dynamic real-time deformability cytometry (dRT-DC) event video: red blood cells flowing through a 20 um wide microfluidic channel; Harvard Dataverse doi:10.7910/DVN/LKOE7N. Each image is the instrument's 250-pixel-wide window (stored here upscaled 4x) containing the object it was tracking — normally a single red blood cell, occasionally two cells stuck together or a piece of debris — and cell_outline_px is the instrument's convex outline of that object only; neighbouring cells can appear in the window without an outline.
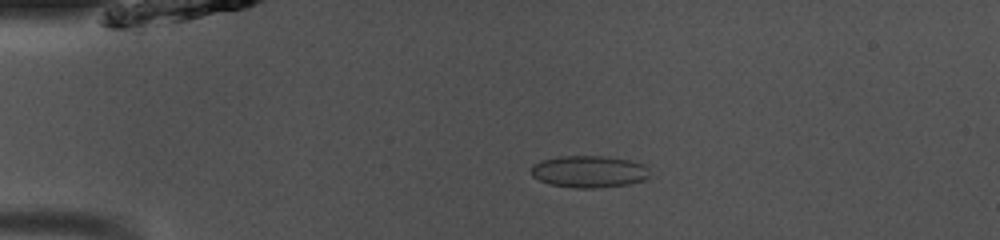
{"species": "common noctule bat (a hibernating species)", "species_latin": "Nyctalus noctula", "temperature_condition": "room temperature", "stored_images_in_passage": 39, "camera_frame_rate_fps": 3000, "um_per_image_px": 0.085, "animal": {"sex": "male", "body_mass_g": 13.0, "forearm_length_mm": 53.1}, "frame": {"image": 1, "passage_image": 1, "time_ms": 0.0, "image_size_px": [1000, 240], "cell_outline_px": [[652, 164], [648, 180], [628, 184], [596, 188], [576, 188], [548, 184], [532, 176], [532, 164], [540, 160], [560, 156], [604, 156]], "centroid_in_image_um": [50.15, 14.58], "position_along_channel_um": 34.8, "area_um2": 22.6}}
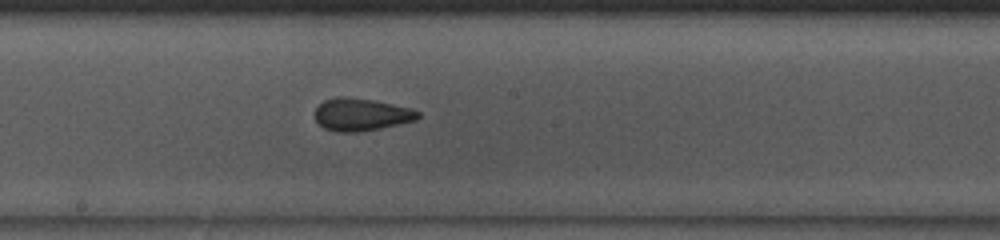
{"frame": {"image": 2, "passage_image": 17, "time_ms": 5.333, "image_size_px": [1000, 240], "cell_outline_px": [[420, 116], [416, 120], [380, 128], [356, 132], [336, 132], [324, 128], [316, 120], [316, 108], [324, 100], [336, 96], [344, 96], [372, 100], [412, 108], [420, 112]], "centroid_in_image_um": [30.7, 9.73], "position_along_channel_um": 217.5, "area_um2": 19.42}}
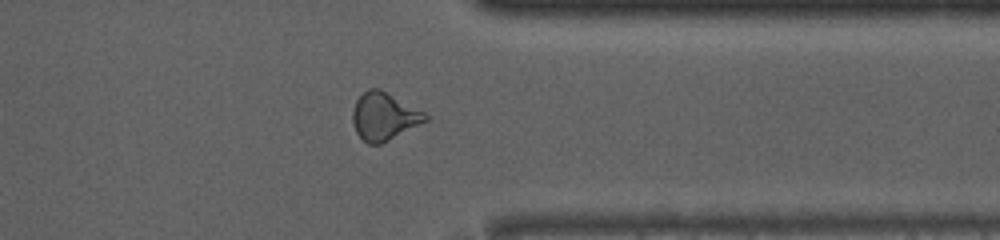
{"frame": {"image": 3, "passage_image": 29, "time_ms": 9.333, "image_size_px": [1000, 240], "cell_outline_px": [[428, 120], [380, 144], [368, 144], [356, 132], [352, 120], [352, 112], [356, 100], [368, 88], [380, 88], [424, 112], [428, 116]], "centroid_in_image_um": [32.62, 9.88], "position_along_channel_um": 378.8, "area_um2": 19.94}, "authors_computed_cell_mechanics": {"area_um2": 19.7098, "velocity_mm_per_s": 4.1093, "shape_relaxation_time_tau1_ms": 6.6555, "shape_relaxation_time_tau2_ms": 1.3437, "deformation_change_tau1": 0.1465, "deformation_change_tau2": 0.0609}}